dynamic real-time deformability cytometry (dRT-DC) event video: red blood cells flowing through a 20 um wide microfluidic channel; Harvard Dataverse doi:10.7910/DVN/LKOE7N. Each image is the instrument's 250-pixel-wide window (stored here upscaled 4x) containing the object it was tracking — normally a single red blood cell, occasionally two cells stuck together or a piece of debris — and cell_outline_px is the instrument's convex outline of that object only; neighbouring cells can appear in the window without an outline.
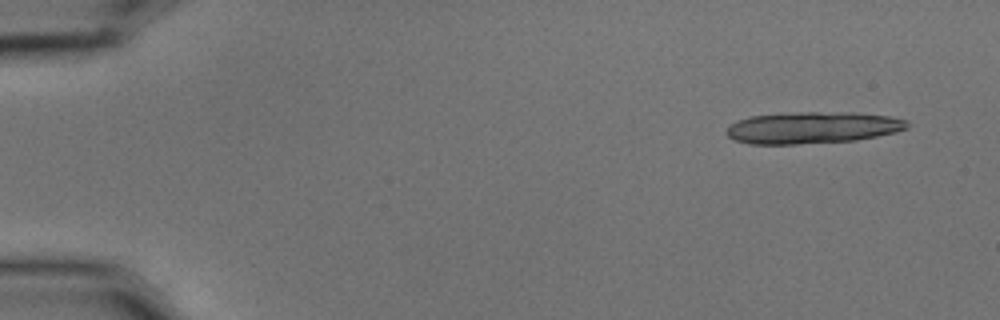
{"species": "common noctule bat (a hibernating species)", "species_latin": "Nyctalus noctula", "temperature_condition": "cold", "stored_images_in_passage": 5, "segment_of_instrument_passage": [1, 2], "camera_frame_rate_fps": 3000, "um_per_image_px": 0.085, "animal": {"sex": "male", "body_mass_g": 15.6}, "frame": {"image": 1, "passage_image": 1, "time_ms": 0.0, "image_size_px": [1000, 320], "cell_outline_px": [[908, 128], [896, 132], [856, 140], [796, 144], [748, 144], [736, 140], [728, 136], [724, 132], [736, 120], [748, 116], [804, 112], [852, 112], [888, 116], [904, 120], [908, 124]], "centroid_in_image_um": [69.03, 10.85], "position_along_channel_um": 16.0, "area_um2": 33.29}}